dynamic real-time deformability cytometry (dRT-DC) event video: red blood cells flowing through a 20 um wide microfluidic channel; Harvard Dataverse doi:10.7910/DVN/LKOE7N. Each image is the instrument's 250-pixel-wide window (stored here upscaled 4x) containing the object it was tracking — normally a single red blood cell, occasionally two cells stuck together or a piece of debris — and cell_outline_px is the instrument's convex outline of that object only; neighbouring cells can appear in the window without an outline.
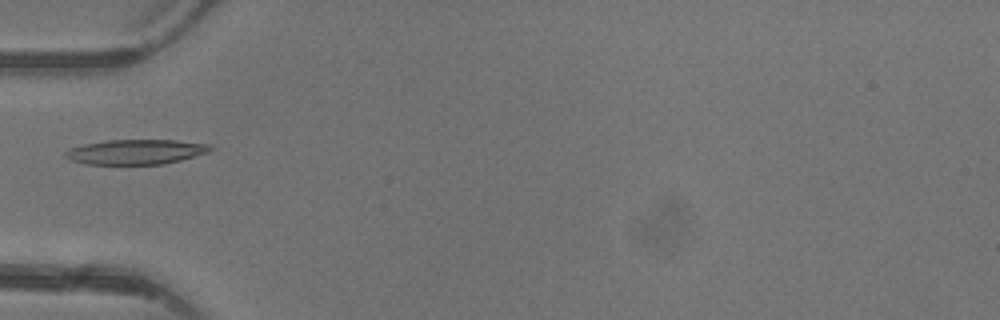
{"species": "common noctule bat (a hibernating species)", "species_latin": "Nyctalus noctula", "temperature_condition": "warm", "stored_images_in_passage": 4, "camera_frame_rate_fps": 3000, "um_per_image_px": 0.085, "animal": {"sex": "female"}, "frame": {"image": 1, "passage_image": 4, "time_ms": 4.667, "image_size_px": [1000, 320], "cell_outline_px": [[212, 148], [208, 152], [180, 160], [164, 164], [88, 164], [72, 160], [64, 156], [64, 152], [68, 148], [84, 144], [108, 140], [176, 140], [212, 144]], "centroid_in_image_um": [11.55, 12.9], "position_along_channel_um": 73.5, "area_um2": 20.98}}